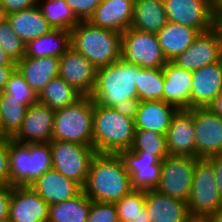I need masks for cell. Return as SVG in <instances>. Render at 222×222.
Listing matches in <instances>:
<instances>
[{"label": "cell", "instance_id": "30", "mask_svg": "<svg viewBox=\"0 0 222 222\" xmlns=\"http://www.w3.org/2000/svg\"><path fill=\"white\" fill-rule=\"evenodd\" d=\"M82 97L81 93L57 76L44 86L37 101L56 111L75 104Z\"/></svg>", "mask_w": 222, "mask_h": 222}, {"label": "cell", "instance_id": "31", "mask_svg": "<svg viewBox=\"0 0 222 222\" xmlns=\"http://www.w3.org/2000/svg\"><path fill=\"white\" fill-rule=\"evenodd\" d=\"M91 199L82 191L76 197L48 207V222H86Z\"/></svg>", "mask_w": 222, "mask_h": 222}, {"label": "cell", "instance_id": "13", "mask_svg": "<svg viewBox=\"0 0 222 222\" xmlns=\"http://www.w3.org/2000/svg\"><path fill=\"white\" fill-rule=\"evenodd\" d=\"M196 158L222 154V119L207 107L194 108Z\"/></svg>", "mask_w": 222, "mask_h": 222}, {"label": "cell", "instance_id": "6", "mask_svg": "<svg viewBox=\"0 0 222 222\" xmlns=\"http://www.w3.org/2000/svg\"><path fill=\"white\" fill-rule=\"evenodd\" d=\"M93 111L94 102L90 96L56 110L52 140L92 146Z\"/></svg>", "mask_w": 222, "mask_h": 222}, {"label": "cell", "instance_id": "34", "mask_svg": "<svg viewBox=\"0 0 222 222\" xmlns=\"http://www.w3.org/2000/svg\"><path fill=\"white\" fill-rule=\"evenodd\" d=\"M135 85L139 101H163L164 75L162 68H140Z\"/></svg>", "mask_w": 222, "mask_h": 222}, {"label": "cell", "instance_id": "43", "mask_svg": "<svg viewBox=\"0 0 222 222\" xmlns=\"http://www.w3.org/2000/svg\"><path fill=\"white\" fill-rule=\"evenodd\" d=\"M138 104H139V99L132 98L124 101L122 100L121 102L114 105L113 108L120 114L135 119Z\"/></svg>", "mask_w": 222, "mask_h": 222}, {"label": "cell", "instance_id": "22", "mask_svg": "<svg viewBox=\"0 0 222 222\" xmlns=\"http://www.w3.org/2000/svg\"><path fill=\"white\" fill-rule=\"evenodd\" d=\"M164 75L163 101L178 109H190L192 71L182 69L173 61L162 68Z\"/></svg>", "mask_w": 222, "mask_h": 222}, {"label": "cell", "instance_id": "24", "mask_svg": "<svg viewBox=\"0 0 222 222\" xmlns=\"http://www.w3.org/2000/svg\"><path fill=\"white\" fill-rule=\"evenodd\" d=\"M178 110L164 101H139L134 119L135 129L151 130L166 135Z\"/></svg>", "mask_w": 222, "mask_h": 222}, {"label": "cell", "instance_id": "33", "mask_svg": "<svg viewBox=\"0 0 222 222\" xmlns=\"http://www.w3.org/2000/svg\"><path fill=\"white\" fill-rule=\"evenodd\" d=\"M38 6L53 29L71 31L80 22L65 0H39Z\"/></svg>", "mask_w": 222, "mask_h": 222}, {"label": "cell", "instance_id": "38", "mask_svg": "<svg viewBox=\"0 0 222 222\" xmlns=\"http://www.w3.org/2000/svg\"><path fill=\"white\" fill-rule=\"evenodd\" d=\"M3 92L13 96L27 107L37 102V95L17 69L11 74Z\"/></svg>", "mask_w": 222, "mask_h": 222}, {"label": "cell", "instance_id": "49", "mask_svg": "<svg viewBox=\"0 0 222 222\" xmlns=\"http://www.w3.org/2000/svg\"><path fill=\"white\" fill-rule=\"evenodd\" d=\"M208 222H222V208L214 214L207 216Z\"/></svg>", "mask_w": 222, "mask_h": 222}, {"label": "cell", "instance_id": "54", "mask_svg": "<svg viewBox=\"0 0 222 222\" xmlns=\"http://www.w3.org/2000/svg\"><path fill=\"white\" fill-rule=\"evenodd\" d=\"M205 1H208L214 8L218 3V0H205Z\"/></svg>", "mask_w": 222, "mask_h": 222}, {"label": "cell", "instance_id": "35", "mask_svg": "<svg viewBox=\"0 0 222 222\" xmlns=\"http://www.w3.org/2000/svg\"><path fill=\"white\" fill-rule=\"evenodd\" d=\"M118 219L124 222H151L145 209V191L133 189L114 203Z\"/></svg>", "mask_w": 222, "mask_h": 222}, {"label": "cell", "instance_id": "9", "mask_svg": "<svg viewBox=\"0 0 222 222\" xmlns=\"http://www.w3.org/2000/svg\"><path fill=\"white\" fill-rule=\"evenodd\" d=\"M121 58L141 68H163L168 62L157 35L129 28L121 36Z\"/></svg>", "mask_w": 222, "mask_h": 222}, {"label": "cell", "instance_id": "21", "mask_svg": "<svg viewBox=\"0 0 222 222\" xmlns=\"http://www.w3.org/2000/svg\"><path fill=\"white\" fill-rule=\"evenodd\" d=\"M38 195L51 206L79 195L83 188L51 168L30 185Z\"/></svg>", "mask_w": 222, "mask_h": 222}, {"label": "cell", "instance_id": "47", "mask_svg": "<svg viewBox=\"0 0 222 222\" xmlns=\"http://www.w3.org/2000/svg\"><path fill=\"white\" fill-rule=\"evenodd\" d=\"M207 108L222 119V92L207 106Z\"/></svg>", "mask_w": 222, "mask_h": 222}, {"label": "cell", "instance_id": "56", "mask_svg": "<svg viewBox=\"0 0 222 222\" xmlns=\"http://www.w3.org/2000/svg\"><path fill=\"white\" fill-rule=\"evenodd\" d=\"M0 137H2V126H1V119H0Z\"/></svg>", "mask_w": 222, "mask_h": 222}, {"label": "cell", "instance_id": "8", "mask_svg": "<svg viewBox=\"0 0 222 222\" xmlns=\"http://www.w3.org/2000/svg\"><path fill=\"white\" fill-rule=\"evenodd\" d=\"M49 146L51 149L52 168L83 188L90 162L96 154L93 147L58 140H51Z\"/></svg>", "mask_w": 222, "mask_h": 222}, {"label": "cell", "instance_id": "29", "mask_svg": "<svg viewBox=\"0 0 222 222\" xmlns=\"http://www.w3.org/2000/svg\"><path fill=\"white\" fill-rule=\"evenodd\" d=\"M70 46V31L52 29L47 34L28 41L25 45L24 57L60 58Z\"/></svg>", "mask_w": 222, "mask_h": 222}, {"label": "cell", "instance_id": "27", "mask_svg": "<svg viewBox=\"0 0 222 222\" xmlns=\"http://www.w3.org/2000/svg\"><path fill=\"white\" fill-rule=\"evenodd\" d=\"M7 21L25 44L53 29L44 18L39 6L7 14Z\"/></svg>", "mask_w": 222, "mask_h": 222}, {"label": "cell", "instance_id": "26", "mask_svg": "<svg viewBox=\"0 0 222 222\" xmlns=\"http://www.w3.org/2000/svg\"><path fill=\"white\" fill-rule=\"evenodd\" d=\"M199 34L197 29L168 21L156 35L165 58L173 61L190 47Z\"/></svg>", "mask_w": 222, "mask_h": 222}, {"label": "cell", "instance_id": "41", "mask_svg": "<svg viewBox=\"0 0 222 222\" xmlns=\"http://www.w3.org/2000/svg\"><path fill=\"white\" fill-rule=\"evenodd\" d=\"M0 185H11L9 171L8 137H0Z\"/></svg>", "mask_w": 222, "mask_h": 222}, {"label": "cell", "instance_id": "4", "mask_svg": "<svg viewBox=\"0 0 222 222\" xmlns=\"http://www.w3.org/2000/svg\"><path fill=\"white\" fill-rule=\"evenodd\" d=\"M122 34L80 21L70 31L71 47L81 53L94 67L100 68L121 58Z\"/></svg>", "mask_w": 222, "mask_h": 222}, {"label": "cell", "instance_id": "55", "mask_svg": "<svg viewBox=\"0 0 222 222\" xmlns=\"http://www.w3.org/2000/svg\"><path fill=\"white\" fill-rule=\"evenodd\" d=\"M0 222H12V221L9 218H5V219L0 220Z\"/></svg>", "mask_w": 222, "mask_h": 222}, {"label": "cell", "instance_id": "11", "mask_svg": "<svg viewBox=\"0 0 222 222\" xmlns=\"http://www.w3.org/2000/svg\"><path fill=\"white\" fill-rule=\"evenodd\" d=\"M167 20L182 24L200 33L211 30L216 23L215 8L205 0H163Z\"/></svg>", "mask_w": 222, "mask_h": 222}, {"label": "cell", "instance_id": "40", "mask_svg": "<svg viewBox=\"0 0 222 222\" xmlns=\"http://www.w3.org/2000/svg\"><path fill=\"white\" fill-rule=\"evenodd\" d=\"M80 21H88L101 0H65Z\"/></svg>", "mask_w": 222, "mask_h": 222}, {"label": "cell", "instance_id": "17", "mask_svg": "<svg viewBox=\"0 0 222 222\" xmlns=\"http://www.w3.org/2000/svg\"><path fill=\"white\" fill-rule=\"evenodd\" d=\"M169 156L196 157L194 108L179 109L166 134Z\"/></svg>", "mask_w": 222, "mask_h": 222}, {"label": "cell", "instance_id": "20", "mask_svg": "<svg viewBox=\"0 0 222 222\" xmlns=\"http://www.w3.org/2000/svg\"><path fill=\"white\" fill-rule=\"evenodd\" d=\"M135 0H102L88 22L96 27L123 33L130 28Z\"/></svg>", "mask_w": 222, "mask_h": 222}, {"label": "cell", "instance_id": "23", "mask_svg": "<svg viewBox=\"0 0 222 222\" xmlns=\"http://www.w3.org/2000/svg\"><path fill=\"white\" fill-rule=\"evenodd\" d=\"M145 209L151 222H185L190 217L187 202L156 189L145 191Z\"/></svg>", "mask_w": 222, "mask_h": 222}, {"label": "cell", "instance_id": "3", "mask_svg": "<svg viewBox=\"0 0 222 222\" xmlns=\"http://www.w3.org/2000/svg\"><path fill=\"white\" fill-rule=\"evenodd\" d=\"M138 65L125 62L122 58L97 68L96 83L90 95L95 104L113 107L122 100L138 98L137 79Z\"/></svg>", "mask_w": 222, "mask_h": 222}, {"label": "cell", "instance_id": "19", "mask_svg": "<svg viewBox=\"0 0 222 222\" xmlns=\"http://www.w3.org/2000/svg\"><path fill=\"white\" fill-rule=\"evenodd\" d=\"M190 109L207 107L222 92V61L192 71Z\"/></svg>", "mask_w": 222, "mask_h": 222}, {"label": "cell", "instance_id": "36", "mask_svg": "<svg viewBox=\"0 0 222 222\" xmlns=\"http://www.w3.org/2000/svg\"><path fill=\"white\" fill-rule=\"evenodd\" d=\"M132 151H145L161 161L168 156L166 135L151 130L135 129Z\"/></svg>", "mask_w": 222, "mask_h": 222}, {"label": "cell", "instance_id": "10", "mask_svg": "<svg viewBox=\"0 0 222 222\" xmlns=\"http://www.w3.org/2000/svg\"><path fill=\"white\" fill-rule=\"evenodd\" d=\"M196 157L167 156L162 160L160 181L156 190L167 196L188 201Z\"/></svg>", "mask_w": 222, "mask_h": 222}, {"label": "cell", "instance_id": "53", "mask_svg": "<svg viewBox=\"0 0 222 222\" xmlns=\"http://www.w3.org/2000/svg\"><path fill=\"white\" fill-rule=\"evenodd\" d=\"M7 19V14L4 11V8L1 6L0 3V23L4 22Z\"/></svg>", "mask_w": 222, "mask_h": 222}, {"label": "cell", "instance_id": "2", "mask_svg": "<svg viewBox=\"0 0 222 222\" xmlns=\"http://www.w3.org/2000/svg\"><path fill=\"white\" fill-rule=\"evenodd\" d=\"M134 135L133 118L94 103L92 147L96 153L119 154L131 149Z\"/></svg>", "mask_w": 222, "mask_h": 222}, {"label": "cell", "instance_id": "25", "mask_svg": "<svg viewBox=\"0 0 222 222\" xmlns=\"http://www.w3.org/2000/svg\"><path fill=\"white\" fill-rule=\"evenodd\" d=\"M59 63L55 57H24L16 63V69L38 96L50 80L59 76Z\"/></svg>", "mask_w": 222, "mask_h": 222}, {"label": "cell", "instance_id": "51", "mask_svg": "<svg viewBox=\"0 0 222 222\" xmlns=\"http://www.w3.org/2000/svg\"><path fill=\"white\" fill-rule=\"evenodd\" d=\"M214 27L218 31V36L220 40L221 61H222V22H216Z\"/></svg>", "mask_w": 222, "mask_h": 222}, {"label": "cell", "instance_id": "1", "mask_svg": "<svg viewBox=\"0 0 222 222\" xmlns=\"http://www.w3.org/2000/svg\"><path fill=\"white\" fill-rule=\"evenodd\" d=\"M132 190L130 175L119 154L94 155L83 186L91 201L116 203Z\"/></svg>", "mask_w": 222, "mask_h": 222}, {"label": "cell", "instance_id": "28", "mask_svg": "<svg viewBox=\"0 0 222 222\" xmlns=\"http://www.w3.org/2000/svg\"><path fill=\"white\" fill-rule=\"evenodd\" d=\"M168 22L163 0H135L130 28L157 34Z\"/></svg>", "mask_w": 222, "mask_h": 222}, {"label": "cell", "instance_id": "50", "mask_svg": "<svg viewBox=\"0 0 222 222\" xmlns=\"http://www.w3.org/2000/svg\"><path fill=\"white\" fill-rule=\"evenodd\" d=\"M215 20L216 22H222V0H218L215 6Z\"/></svg>", "mask_w": 222, "mask_h": 222}, {"label": "cell", "instance_id": "37", "mask_svg": "<svg viewBox=\"0 0 222 222\" xmlns=\"http://www.w3.org/2000/svg\"><path fill=\"white\" fill-rule=\"evenodd\" d=\"M25 43L13 31L7 19L0 23V46L13 62L25 56Z\"/></svg>", "mask_w": 222, "mask_h": 222}, {"label": "cell", "instance_id": "46", "mask_svg": "<svg viewBox=\"0 0 222 222\" xmlns=\"http://www.w3.org/2000/svg\"><path fill=\"white\" fill-rule=\"evenodd\" d=\"M16 69V65H0V92L6 87L11 74Z\"/></svg>", "mask_w": 222, "mask_h": 222}, {"label": "cell", "instance_id": "42", "mask_svg": "<svg viewBox=\"0 0 222 222\" xmlns=\"http://www.w3.org/2000/svg\"><path fill=\"white\" fill-rule=\"evenodd\" d=\"M6 14L38 6L39 0H0Z\"/></svg>", "mask_w": 222, "mask_h": 222}, {"label": "cell", "instance_id": "18", "mask_svg": "<svg viewBox=\"0 0 222 222\" xmlns=\"http://www.w3.org/2000/svg\"><path fill=\"white\" fill-rule=\"evenodd\" d=\"M48 207L31 186H12L9 203L12 222H48Z\"/></svg>", "mask_w": 222, "mask_h": 222}, {"label": "cell", "instance_id": "44", "mask_svg": "<svg viewBox=\"0 0 222 222\" xmlns=\"http://www.w3.org/2000/svg\"><path fill=\"white\" fill-rule=\"evenodd\" d=\"M12 194V186L0 185V220L9 218V203Z\"/></svg>", "mask_w": 222, "mask_h": 222}, {"label": "cell", "instance_id": "7", "mask_svg": "<svg viewBox=\"0 0 222 222\" xmlns=\"http://www.w3.org/2000/svg\"><path fill=\"white\" fill-rule=\"evenodd\" d=\"M187 208L190 216L200 217H207L222 208L213 164L207 158L196 160Z\"/></svg>", "mask_w": 222, "mask_h": 222}, {"label": "cell", "instance_id": "5", "mask_svg": "<svg viewBox=\"0 0 222 222\" xmlns=\"http://www.w3.org/2000/svg\"><path fill=\"white\" fill-rule=\"evenodd\" d=\"M11 186H30L52 168L49 143H20L8 138Z\"/></svg>", "mask_w": 222, "mask_h": 222}, {"label": "cell", "instance_id": "32", "mask_svg": "<svg viewBox=\"0 0 222 222\" xmlns=\"http://www.w3.org/2000/svg\"><path fill=\"white\" fill-rule=\"evenodd\" d=\"M28 107L13 96L0 92L2 137L12 138L22 125Z\"/></svg>", "mask_w": 222, "mask_h": 222}, {"label": "cell", "instance_id": "16", "mask_svg": "<svg viewBox=\"0 0 222 222\" xmlns=\"http://www.w3.org/2000/svg\"><path fill=\"white\" fill-rule=\"evenodd\" d=\"M55 111L38 101L28 106L26 116L12 137L20 143H49L52 140Z\"/></svg>", "mask_w": 222, "mask_h": 222}, {"label": "cell", "instance_id": "15", "mask_svg": "<svg viewBox=\"0 0 222 222\" xmlns=\"http://www.w3.org/2000/svg\"><path fill=\"white\" fill-rule=\"evenodd\" d=\"M221 60L220 40L215 27L200 33L173 62L189 71H195Z\"/></svg>", "mask_w": 222, "mask_h": 222}, {"label": "cell", "instance_id": "14", "mask_svg": "<svg viewBox=\"0 0 222 222\" xmlns=\"http://www.w3.org/2000/svg\"><path fill=\"white\" fill-rule=\"evenodd\" d=\"M59 62V76L83 96H90L96 83L94 65L71 46Z\"/></svg>", "mask_w": 222, "mask_h": 222}, {"label": "cell", "instance_id": "12", "mask_svg": "<svg viewBox=\"0 0 222 222\" xmlns=\"http://www.w3.org/2000/svg\"><path fill=\"white\" fill-rule=\"evenodd\" d=\"M126 171L130 175L131 185L136 190H155L160 181L162 161L156 155L145 151L123 150L119 153Z\"/></svg>", "mask_w": 222, "mask_h": 222}, {"label": "cell", "instance_id": "48", "mask_svg": "<svg viewBox=\"0 0 222 222\" xmlns=\"http://www.w3.org/2000/svg\"><path fill=\"white\" fill-rule=\"evenodd\" d=\"M0 65H16L0 46Z\"/></svg>", "mask_w": 222, "mask_h": 222}, {"label": "cell", "instance_id": "45", "mask_svg": "<svg viewBox=\"0 0 222 222\" xmlns=\"http://www.w3.org/2000/svg\"><path fill=\"white\" fill-rule=\"evenodd\" d=\"M207 159L213 164L218 191L222 200V154L214 155Z\"/></svg>", "mask_w": 222, "mask_h": 222}, {"label": "cell", "instance_id": "39", "mask_svg": "<svg viewBox=\"0 0 222 222\" xmlns=\"http://www.w3.org/2000/svg\"><path fill=\"white\" fill-rule=\"evenodd\" d=\"M118 220L114 203L91 201L86 222H117Z\"/></svg>", "mask_w": 222, "mask_h": 222}, {"label": "cell", "instance_id": "52", "mask_svg": "<svg viewBox=\"0 0 222 222\" xmlns=\"http://www.w3.org/2000/svg\"><path fill=\"white\" fill-rule=\"evenodd\" d=\"M185 222H208L207 217L190 216Z\"/></svg>", "mask_w": 222, "mask_h": 222}]
</instances>
